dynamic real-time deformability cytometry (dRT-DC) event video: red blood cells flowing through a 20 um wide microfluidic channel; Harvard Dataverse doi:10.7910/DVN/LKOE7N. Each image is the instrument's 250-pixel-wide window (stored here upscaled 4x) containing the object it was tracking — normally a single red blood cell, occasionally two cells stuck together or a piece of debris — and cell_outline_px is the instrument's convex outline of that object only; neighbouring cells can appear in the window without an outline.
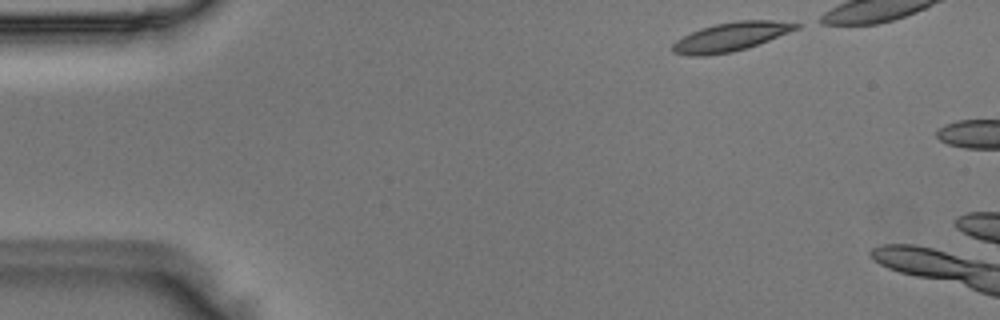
{"species": "Egyptian fruit bat (a non-hibernating species)", "species_latin": "Rousettus aegyptiacus", "temperature_condition": "room temperature", "stored_images_in_passage": 6, "camera_frame_rate_fps": 3000, "um_per_image_px": 0.085, "animal": {"sex": "male"}, "frame": {"image": 1, "passage_image": 1, "time_ms": 0.0, "image_size_px": [1000, 320], "cell_outline_px": [[804, 24], [800, 28], [748, 48], [732, 52], [704, 56], [688, 56], [672, 52], [672, 44], [676, 40], [700, 28], [716, 24], [736, 20], [776, 20]], "centroid_in_image_um": [62.14, 3.12], "position_along_channel_um": 22.9, "area_um2": 20.92}}